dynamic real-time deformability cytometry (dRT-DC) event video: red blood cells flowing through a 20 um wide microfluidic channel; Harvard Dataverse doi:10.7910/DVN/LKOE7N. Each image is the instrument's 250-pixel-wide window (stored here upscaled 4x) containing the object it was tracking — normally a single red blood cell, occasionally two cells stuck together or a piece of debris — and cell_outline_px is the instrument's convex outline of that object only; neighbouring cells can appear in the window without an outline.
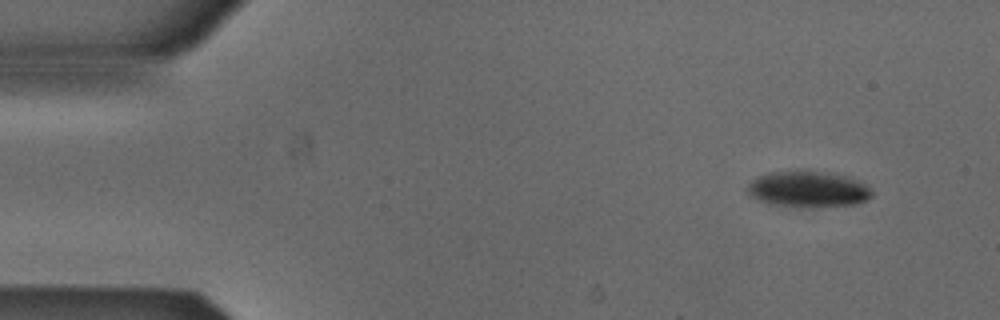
{"species": "Egyptian fruit bat (a non-hibernating species)", "species_latin": "Rousettus aegyptiacus", "temperature_condition": "cold", "stored_images_in_passage": 5, "camera_frame_rate_fps": 3000, "um_per_image_px": 0.085, "animal": {"sex": "male"}, "frame": {"image": 1, "passage_image": 1, "time_ms": 0.0, "image_size_px": [1000, 320], "cell_outline_px": [[872, 196], [868, 200], [856, 204], [812, 208], [768, 204], [756, 200], [748, 196], [748, 184], [756, 176], [768, 172], [796, 168], [808, 168], [836, 172], [848, 176], [872, 188]], "centroid_in_image_um": [68.67, 16.04], "position_along_channel_um": 16.3, "area_um2": 27.69}}
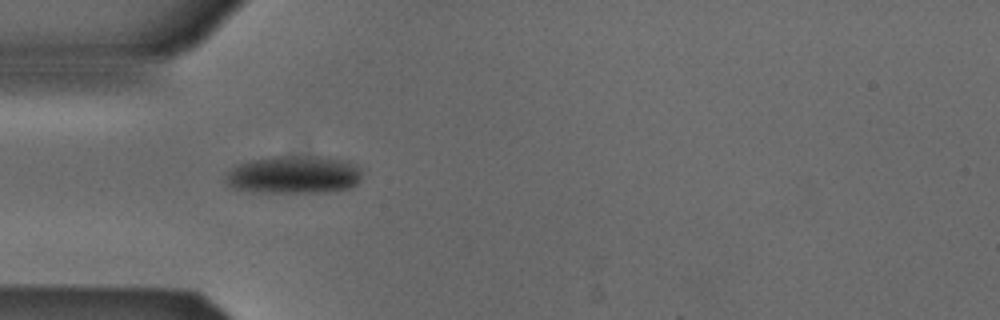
{"frame": {"image": 2, "passage_image": 4, "time_ms": 1.0, "image_size_px": [1000, 320], "cell_outline_px": [[360, 180], [352, 188], [328, 192], [252, 192], [232, 188], [224, 180], [228, 172], [236, 164], [248, 160], [272, 156], [328, 156], [348, 160], [356, 164], [360, 168]], "centroid_in_image_um": [24.99, 14.84], "position_along_channel_um": 60.0, "area_um2": 30.75}}
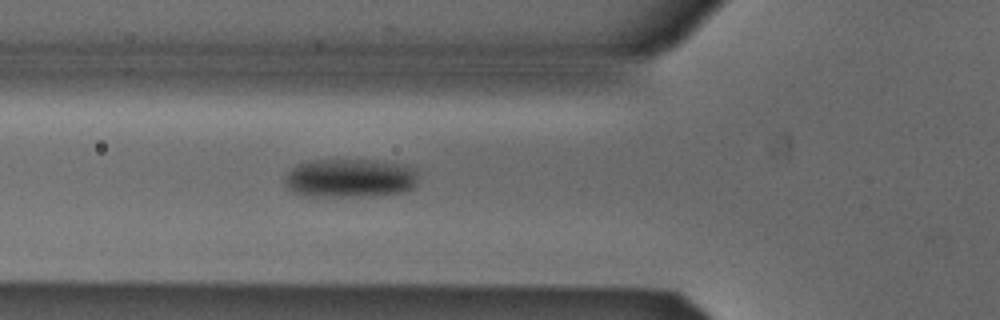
{"frame": {"image": 3, "passage_image": 5, "time_ms": 1.333, "image_size_px": [1000, 320], "cell_outline_px": [[416, 184], [412, 188], [400, 192], [372, 196], [304, 196], [292, 192], [288, 188], [288, 172], [292, 168], [308, 160], [364, 160], [392, 164], [408, 168], [416, 172]], "centroid_in_image_um": [29.69, 15.16], "position_along_channel_um": 96.1, "area_um2": 29.3}}